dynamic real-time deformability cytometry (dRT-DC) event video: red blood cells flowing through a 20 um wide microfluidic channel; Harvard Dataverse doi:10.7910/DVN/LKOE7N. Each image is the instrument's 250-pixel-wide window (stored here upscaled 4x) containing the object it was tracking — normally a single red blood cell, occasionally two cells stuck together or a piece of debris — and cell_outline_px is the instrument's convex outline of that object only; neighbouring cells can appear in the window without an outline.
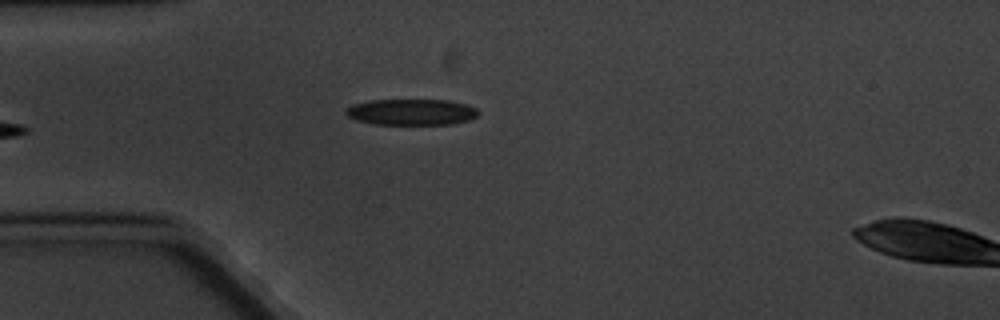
{"species": "common noctule bat (a hibernating species)", "species_latin": "Nyctalus noctula", "temperature_condition": "cold", "stored_images_in_passage": 4, "camera_frame_rate_fps": 3000, "um_per_image_px": 0.085, "animal": {"sex": "male", "body_mass_g": 20.1, "forearm_length_mm": 53.5}, "frame": {"image": 1, "passage_image": 4, "time_ms": 3.667, "image_size_px": [1000, 320], "cell_outline_px": [[480, 112], [476, 116], [468, 120], [452, 124], [372, 124], [356, 120], [348, 116], [344, 112], [344, 108], [352, 104], [372, 100], [448, 100], [464, 104], [476, 108]], "centroid_in_image_um": [34.92, 9.52], "position_along_channel_um": 50.1, "area_um2": 20.17}}